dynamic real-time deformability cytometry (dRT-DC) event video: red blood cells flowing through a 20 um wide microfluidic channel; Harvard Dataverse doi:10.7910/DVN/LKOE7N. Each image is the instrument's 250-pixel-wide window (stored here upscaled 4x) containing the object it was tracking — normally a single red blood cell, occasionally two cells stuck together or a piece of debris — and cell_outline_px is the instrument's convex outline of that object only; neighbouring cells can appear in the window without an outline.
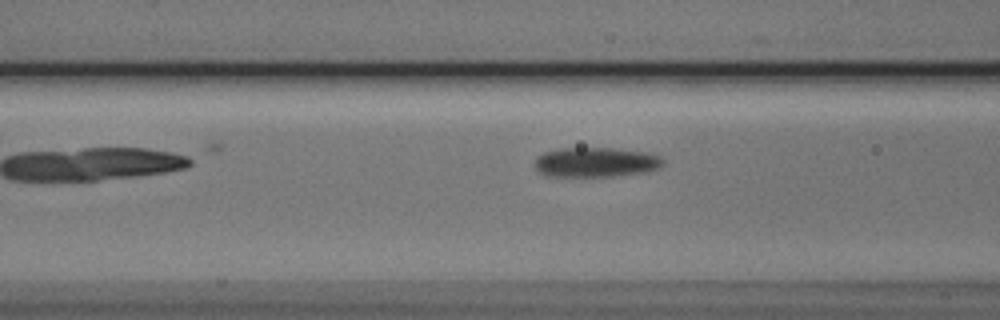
{"species": "Egyptian fruit bat (a non-hibernating species)", "species_latin": "Rousettus aegyptiacus", "temperature_condition": "cold", "stored_images_in_passage": 7, "camera_frame_rate_fps": 3000, "um_per_image_px": 0.085, "animal": {"sex": "male"}, "frame": {"image": 1, "passage_image": 7, "time_ms": 7.0, "image_size_px": [1000, 320], "cell_outline_px": [[664, 164], [660, 168], [648, 172], [612, 176], [548, 176], [540, 172], [532, 164], [536, 156], [544, 152], [560, 148], [612, 148], [644, 152], [660, 156], [664, 160]], "centroid_in_image_um": [50.63, 13.79], "position_along_channel_um": 116.0, "area_um2": 22.43}}